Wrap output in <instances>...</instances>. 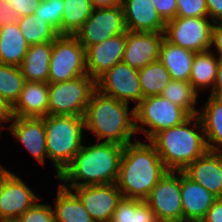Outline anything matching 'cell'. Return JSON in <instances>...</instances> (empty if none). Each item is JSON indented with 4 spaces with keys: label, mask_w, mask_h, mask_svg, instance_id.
<instances>
[{
    "label": "cell",
    "mask_w": 222,
    "mask_h": 222,
    "mask_svg": "<svg viewBox=\"0 0 222 222\" xmlns=\"http://www.w3.org/2000/svg\"><path fill=\"white\" fill-rule=\"evenodd\" d=\"M123 150L124 146L107 142L82 145L57 180L63 181L60 184L70 190L78 186L116 183Z\"/></svg>",
    "instance_id": "1"
},
{
    "label": "cell",
    "mask_w": 222,
    "mask_h": 222,
    "mask_svg": "<svg viewBox=\"0 0 222 222\" xmlns=\"http://www.w3.org/2000/svg\"><path fill=\"white\" fill-rule=\"evenodd\" d=\"M145 140L143 142L136 138V141L124 146L116 182L123 198L144 201L151 189L169 171L155 146Z\"/></svg>",
    "instance_id": "2"
},
{
    "label": "cell",
    "mask_w": 222,
    "mask_h": 222,
    "mask_svg": "<svg viewBox=\"0 0 222 222\" xmlns=\"http://www.w3.org/2000/svg\"><path fill=\"white\" fill-rule=\"evenodd\" d=\"M84 122L85 129L94 133L98 142L125 146L137 136L134 108L130 109L128 103L105 96L98 90L87 104Z\"/></svg>",
    "instance_id": "3"
},
{
    "label": "cell",
    "mask_w": 222,
    "mask_h": 222,
    "mask_svg": "<svg viewBox=\"0 0 222 222\" xmlns=\"http://www.w3.org/2000/svg\"><path fill=\"white\" fill-rule=\"evenodd\" d=\"M150 142L169 171H183L208 150L199 115L190 116L182 124L158 132Z\"/></svg>",
    "instance_id": "4"
},
{
    "label": "cell",
    "mask_w": 222,
    "mask_h": 222,
    "mask_svg": "<svg viewBox=\"0 0 222 222\" xmlns=\"http://www.w3.org/2000/svg\"><path fill=\"white\" fill-rule=\"evenodd\" d=\"M42 118L46 131L47 154L56 169L57 179L83 145L84 117L47 115Z\"/></svg>",
    "instance_id": "5"
},
{
    "label": "cell",
    "mask_w": 222,
    "mask_h": 222,
    "mask_svg": "<svg viewBox=\"0 0 222 222\" xmlns=\"http://www.w3.org/2000/svg\"><path fill=\"white\" fill-rule=\"evenodd\" d=\"M134 115L137 134L143 132L148 141L158 132L180 125L190 117L183 108L161 95L143 98L134 106Z\"/></svg>",
    "instance_id": "6"
},
{
    "label": "cell",
    "mask_w": 222,
    "mask_h": 222,
    "mask_svg": "<svg viewBox=\"0 0 222 222\" xmlns=\"http://www.w3.org/2000/svg\"><path fill=\"white\" fill-rule=\"evenodd\" d=\"M96 80L88 74L65 82L48 83V115L84 117Z\"/></svg>",
    "instance_id": "7"
},
{
    "label": "cell",
    "mask_w": 222,
    "mask_h": 222,
    "mask_svg": "<svg viewBox=\"0 0 222 222\" xmlns=\"http://www.w3.org/2000/svg\"><path fill=\"white\" fill-rule=\"evenodd\" d=\"M87 75L85 48L73 35H59L53 41L48 83L65 82Z\"/></svg>",
    "instance_id": "8"
},
{
    "label": "cell",
    "mask_w": 222,
    "mask_h": 222,
    "mask_svg": "<svg viewBox=\"0 0 222 222\" xmlns=\"http://www.w3.org/2000/svg\"><path fill=\"white\" fill-rule=\"evenodd\" d=\"M209 17H176L165 24V39L195 53L211 49L213 22Z\"/></svg>",
    "instance_id": "9"
},
{
    "label": "cell",
    "mask_w": 222,
    "mask_h": 222,
    "mask_svg": "<svg viewBox=\"0 0 222 222\" xmlns=\"http://www.w3.org/2000/svg\"><path fill=\"white\" fill-rule=\"evenodd\" d=\"M126 31L122 6L94 8L91 15L73 36L86 50L92 45Z\"/></svg>",
    "instance_id": "10"
},
{
    "label": "cell",
    "mask_w": 222,
    "mask_h": 222,
    "mask_svg": "<svg viewBox=\"0 0 222 222\" xmlns=\"http://www.w3.org/2000/svg\"><path fill=\"white\" fill-rule=\"evenodd\" d=\"M158 222L183 219L181 202V171H168L144 200Z\"/></svg>",
    "instance_id": "11"
},
{
    "label": "cell",
    "mask_w": 222,
    "mask_h": 222,
    "mask_svg": "<svg viewBox=\"0 0 222 222\" xmlns=\"http://www.w3.org/2000/svg\"><path fill=\"white\" fill-rule=\"evenodd\" d=\"M97 90L108 97L130 103L143 99L138 70L130 67L123 61L115 64L96 80Z\"/></svg>",
    "instance_id": "12"
},
{
    "label": "cell",
    "mask_w": 222,
    "mask_h": 222,
    "mask_svg": "<svg viewBox=\"0 0 222 222\" xmlns=\"http://www.w3.org/2000/svg\"><path fill=\"white\" fill-rule=\"evenodd\" d=\"M41 200L19 176L7 170L0 178V222H15Z\"/></svg>",
    "instance_id": "13"
},
{
    "label": "cell",
    "mask_w": 222,
    "mask_h": 222,
    "mask_svg": "<svg viewBox=\"0 0 222 222\" xmlns=\"http://www.w3.org/2000/svg\"><path fill=\"white\" fill-rule=\"evenodd\" d=\"M95 222H111L118 202L122 199L116 183L78 186L71 189Z\"/></svg>",
    "instance_id": "14"
},
{
    "label": "cell",
    "mask_w": 222,
    "mask_h": 222,
    "mask_svg": "<svg viewBox=\"0 0 222 222\" xmlns=\"http://www.w3.org/2000/svg\"><path fill=\"white\" fill-rule=\"evenodd\" d=\"M164 33L159 32H125V49L122 61L137 70L159 59Z\"/></svg>",
    "instance_id": "15"
},
{
    "label": "cell",
    "mask_w": 222,
    "mask_h": 222,
    "mask_svg": "<svg viewBox=\"0 0 222 222\" xmlns=\"http://www.w3.org/2000/svg\"><path fill=\"white\" fill-rule=\"evenodd\" d=\"M7 129L41 165L45 164L48 154L43 118L14 116Z\"/></svg>",
    "instance_id": "16"
},
{
    "label": "cell",
    "mask_w": 222,
    "mask_h": 222,
    "mask_svg": "<svg viewBox=\"0 0 222 222\" xmlns=\"http://www.w3.org/2000/svg\"><path fill=\"white\" fill-rule=\"evenodd\" d=\"M125 33L111 37L85 50L87 74L97 80L107 70L122 61Z\"/></svg>",
    "instance_id": "17"
},
{
    "label": "cell",
    "mask_w": 222,
    "mask_h": 222,
    "mask_svg": "<svg viewBox=\"0 0 222 222\" xmlns=\"http://www.w3.org/2000/svg\"><path fill=\"white\" fill-rule=\"evenodd\" d=\"M182 172L217 198H222V152L207 150Z\"/></svg>",
    "instance_id": "18"
},
{
    "label": "cell",
    "mask_w": 222,
    "mask_h": 222,
    "mask_svg": "<svg viewBox=\"0 0 222 222\" xmlns=\"http://www.w3.org/2000/svg\"><path fill=\"white\" fill-rule=\"evenodd\" d=\"M126 30L164 33L165 22L151 0H122Z\"/></svg>",
    "instance_id": "19"
},
{
    "label": "cell",
    "mask_w": 222,
    "mask_h": 222,
    "mask_svg": "<svg viewBox=\"0 0 222 222\" xmlns=\"http://www.w3.org/2000/svg\"><path fill=\"white\" fill-rule=\"evenodd\" d=\"M217 199L202 185L192 181L181 171V202L183 218L202 220Z\"/></svg>",
    "instance_id": "20"
},
{
    "label": "cell",
    "mask_w": 222,
    "mask_h": 222,
    "mask_svg": "<svg viewBox=\"0 0 222 222\" xmlns=\"http://www.w3.org/2000/svg\"><path fill=\"white\" fill-rule=\"evenodd\" d=\"M15 117L42 118L48 115V83L25 81L18 101L13 106Z\"/></svg>",
    "instance_id": "21"
},
{
    "label": "cell",
    "mask_w": 222,
    "mask_h": 222,
    "mask_svg": "<svg viewBox=\"0 0 222 222\" xmlns=\"http://www.w3.org/2000/svg\"><path fill=\"white\" fill-rule=\"evenodd\" d=\"M53 41L30 45L19 66L25 81L48 83Z\"/></svg>",
    "instance_id": "22"
},
{
    "label": "cell",
    "mask_w": 222,
    "mask_h": 222,
    "mask_svg": "<svg viewBox=\"0 0 222 222\" xmlns=\"http://www.w3.org/2000/svg\"><path fill=\"white\" fill-rule=\"evenodd\" d=\"M194 55L195 52L173 45L164 38L158 60L169 71L172 80L189 82Z\"/></svg>",
    "instance_id": "23"
},
{
    "label": "cell",
    "mask_w": 222,
    "mask_h": 222,
    "mask_svg": "<svg viewBox=\"0 0 222 222\" xmlns=\"http://www.w3.org/2000/svg\"><path fill=\"white\" fill-rule=\"evenodd\" d=\"M198 110L208 150L222 152V102L210 95Z\"/></svg>",
    "instance_id": "24"
},
{
    "label": "cell",
    "mask_w": 222,
    "mask_h": 222,
    "mask_svg": "<svg viewBox=\"0 0 222 222\" xmlns=\"http://www.w3.org/2000/svg\"><path fill=\"white\" fill-rule=\"evenodd\" d=\"M29 46L17 22L0 27V63L20 66Z\"/></svg>",
    "instance_id": "25"
},
{
    "label": "cell",
    "mask_w": 222,
    "mask_h": 222,
    "mask_svg": "<svg viewBox=\"0 0 222 222\" xmlns=\"http://www.w3.org/2000/svg\"><path fill=\"white\" fill-rule=\"evenodd\" d=\"M54 205L55 222H95L77 195L61 184Z\"/></svg>",
    "instance_id": "26"
},
{
    "label": "cell",
    "mask_w": 222,
    "mask_h": 222,
    "mask_svg": "<svg viewBox=\"0 0 222 222\" xmlns=\"http://www.w3.org/2000/svg\"><path fill=\"white\" fill-rule=\"evenodd\" d=\"M217 66L218 55L211 51V49L195 53L189 83L198 93H200V90L204 88L206 90V88L211 86L210 90L213 89Z\"/></svg>",
    "instance_id": "27"
},
{
    "label": "cell",
    "mask_w": 222,
    "mask_h": 222,
    "mask_svg": "<svg viewBox=\"0 0 222 222\" xmlns=\"http://www.w3.org/2000/svg\"><path fill=\"white\" fill-rule=\"evenodd\" d=\"M138 76L143 98L161 95L164 87L172 80L169 71L159 60L139 69Z\"/></svg>",
    "instance_id": "28"
},
{
    "label": "cell",
    "mask_w": 222,
    "mask_h": 222,
    "mask_svg": "<svg viewBox=\"0 0 222 222\" xmlns=\"http://www.w3.org/2000/svg\"><path fill=\"white\" fill-rule=\"evenodd\" d=\"M93 9L91 0H64L61 35H74Z\"/></svg>",
    "instance_id": "29"
},
{
    "label": "cell",
    "mask_w": 222,
    "mask_h": 222,
    "mask_svg": "<svg viewBox=\"0 0 222 222\" xmlns=\"http://www.w3.org/2000/svg\"><path fill=\"white\" fill-rule=\"evenodd\" d=\"M111 222H158L148 204L140 199L123 198L118 202Z\"/></svg>",
    "instance_id": "30"
},
{
    "label": "cell",
    "mask_w": 222,
    "mask_h": 222,
    "mask_svg": "<svg viewBox=\"0 0 222 222\" xmlns=\"http://www.w3.org/2000/svg\"><path fill=\"white\" fill-rule=\"evenodd\" d=\"M198 95L189 82L180 80H171L161 93V96L183 108L190 116L199 114L196 108Z\"/></svg>",
    "instance_id": "31"
},
{
    "label": "cell",
    "mask_w": 222,
    "mask_h": 222,
    "mask_svg": "<svg viewBox=\"0 0 222 222\" xmlns=\"http://www.w3.org/2000/svg\"><path fill=\"white\" fill-rule=\"evenodd\" d=\"M17 23L29 45L54 41L59 36L50 24L38 18L35 13L19 18Z\"/></svg>",
    "instance_id": "32"
},
{
    "label": "cell",
    "mask_w": 222,
    "mask_h": 222,
    "mask_svg": "<svg viewBox=\"0 0 222 222\" xmlns=\"http://www.w3.org/2000/svg\"><path fill=\"white\" fill-rule=\"evenodd\" d=\"M24 83L19 66L0 63V96L12 106L18 101Z\"/></svg>",
    "instance_id": "33"
},
{
    "label": "cell",
    "mask_w": 222,
    "mask_h": 222,
    "mask_svg": "<svg viewBox=\"0 0 222 222\" xmlns=\"http://www.w3.org/2000/svg\"><path fill=\"white\" fill-rule=\"evenodd\" d=\"M64 0H42L34 11L38 18L50 24L61 35Z\"/></svg>",
    "instance_id": "34"
},
{
    "label": "cell",
    "mask_w": 222,
    "mask_h": 222,
    "mask_svg": "<svg viewBox=\"0 0 222 222\" xmlns=\"http://www.w3.org/2000/svg\"><path fill=\"white\" fill-rule=\"evenodd\" d=\"M15 222H55L52 206L36 202Z\"/></svg>",
    "instance_id": "35"
},
{
    "label": "cell",
    "mask_w": 222,
    "mask_h": 222,
    "mask_svg": "<svg viewBox=\"0 0 222 222\" xmlns=\"http://www.w3.org/2000/svg\"><path fill=\"white\" fill-rule=\"evenodd\" d=\"M176 17H209L206 0H176Z\"/></svg>",
    "instance_id": "36"
},
{
    "label": "cell",
    "mask_w": 222,
    "mask_h": 222,
    "mask_svg": "<svg viewBox=\"0 0 222 222\" xmlns=\"http://www.w3.org/2000/svg\"><path fill=\"white\" fill-rule=\"evenodd\" d=\"M158 15L166 23L169 20L176 18L177 2L176 0H151Z\"/></svg>",
    "instance_id": "37"
},
{
    "label": "cell",
    "mask_w": 222,
    "mask_h": 222,
    "mask_svg": "<svg viewBox=\"0 0 222 222\" xmlns=\"http://www.w3.org/2000/svg\"><path fill=\"white\" fill-rule=\"evenodd\" d=\"M42 0H8L19 18L34 14Z\"/></svg>",
    "instance_id": "38"
},
{
    "label": "cell",
    "mask_w": 222,
    "mask_h": 222,
    "mask_svg": "<svg viewBox=\"0 0 222 222\" xmlns=\"http://www.w3.org/2000/svg\"><path fill=\"white\" fill-rule=\"evenodd\" d=\"M19 17L8 0L0 1V27L18 22Z\"/></svg>",
    "instance_id": "39"
},
{
    "label": "cell",
    "mask_w": 222,
    "mask_h": 222,
    "mask_svg": "<svg viewBox=\"0 0 222 222\" xmlns=\"http://www.w3.org/2000/svg\"><path fill=\"white\" fill-rule=\"evenodd\" d=\"M202 222H222V198H217Z\"/></svg>",
    "instance_id": "40"
},
{
    "label": "cell",
    "mask_w": 222,
    "mask_h": 222,
    "mask_svg": "<svg viewBox=\"0 0 222 222\" xmlns=\"http://www.w3.org/2000/svg\"><path fill=\"white\" fill-rule=\"evenodd\" d=\"M208 15L213 23H222V0H206Z\"/></svg>",
    "instance_id": "41"
},
{
    "label": "cell",
    "mask_w": 222,
    "mask_h": 222,
    "mask_svg": "<svg viewBox=\"0 0 222 222\" xmlns=\"http://www.w3.org/2000/svg\"><path fill=\"white\" fill-rule=\"evenodd\" d=\"M13 118V106L9 102H7L2 96H0V128L2 129L7 126L3 125V123L12 122Z\"/></svg>",
    "instance_id": "42"
},
{
    "label": "cell",
    "mask_w": 222,
    "mask_h": 222,
    "mask_svg": "<svg viewBox=\"0 0 222 222\" xmlns=\"http://www.w3.org/2000/svg\"><path fill=\"white\" fill-rule=\"evenodd\" d=\"M215 47L219 56H222V23H213L211 48Z\"/></svg>",
    "instance_id": "43"
},
{
    "label": "cell",
    "mask_w": 222,
    "mask_h": 222,
    "mask_svg": "<svg viewBox=\"0 0 222 222\" xmlns=\"http://www.w3.org/2000/svg\"><path fill=\"white\" fill-rule=\"evenodd\" d=\"M217 91H222V56L218 57L216 79L210 95H214Z\"/></svg>",
    "instance_id": "44"
},
{
    "label": "cell",
    "mask_w": 222,
    "mask_h": 222,
    "mask_svg": "<svg viewBox=\"0 0 222 222\" xmlns=\"http://www.w3.org/2000/svg\"><path fill=\"white\" fill-rule=\"evenodd\" d=\"M122 0H91L94 8H113L121 6Z\"/></svg>",
    "instance_id": "45"
},
{
    "label": "cell",
    "mask_w": 222,
    "mask_h": 222,
    "mask_svg": "<svg viewBox=\"0 0 222 222\" xmlns=\"http://www.w3.org/2000/svg\"><path fill=\"white\" fill-rule=\"evenodd\" d=\"M171 222H202V220H196V219H180V220H176V221H171Z\"/></svg>",
    "instance_id": "46"
},
{
    "label": "cell",
    "mask_w": 222,
    "mask_h": 222,
    "mask_svg": "<svg viewBox=\"0 0 222 222\" xmlns=\"http://www.w3.org/2000/svg\"><path fill=\"white\" fill-rule=\"evenodd\" d=\"M213 96H214L217 100H219L220 102H222V91H217Z\"/></svg>",
    "instance_id": "47"
},
{
    "label": "cell",
    "mask_w": 222,
    "mask_h": 222,
    "mask_svg": "<svg viewBox=\"0 0 222 222\" xmlns=\"http://www.w3.org/2000/svg\"><path fill=\"white\" fill-rule=\"evenodd\" d=\"M6 171H7V169L4 166L0 165V178Z\"/></svg>",
    "instance_id": "48"
}]
</instances>
